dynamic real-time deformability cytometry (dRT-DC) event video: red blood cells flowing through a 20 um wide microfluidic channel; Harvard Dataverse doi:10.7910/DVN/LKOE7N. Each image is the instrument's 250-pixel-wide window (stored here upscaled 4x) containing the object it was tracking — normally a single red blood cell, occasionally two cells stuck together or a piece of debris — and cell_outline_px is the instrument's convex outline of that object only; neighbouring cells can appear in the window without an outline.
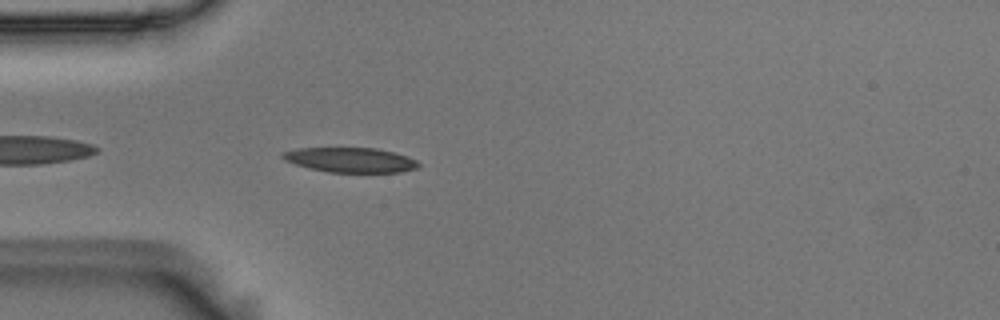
{"species": "Egyptian fruit bat (a non-hibernating species)", "species_latin": "Rousettus aegyptiacus", "temperature_condition": "room temperature", "stored_images_in_passage": 2, "camera_frame_rate_fps": 3000, "um_per_image_px": 0.085, "animal": {"sex": "male"}, "frame": {"image": 1, "passage_image": 2, "time_ms": 0.333, "image_size_px": [1000, 320], "cell_outline_px": [[420, 164], [416, 168], [400, 172], [328, 172], [308, 168], [284, 160], [280, 156], [280, 152], [300, 148], [376, 148], [396, 152], [408, 156], [416, 160]], "centroid_in_image_um": [29.77, 13.59], "position_along_channel_um": 55.2, "area_um2": 19.71}}